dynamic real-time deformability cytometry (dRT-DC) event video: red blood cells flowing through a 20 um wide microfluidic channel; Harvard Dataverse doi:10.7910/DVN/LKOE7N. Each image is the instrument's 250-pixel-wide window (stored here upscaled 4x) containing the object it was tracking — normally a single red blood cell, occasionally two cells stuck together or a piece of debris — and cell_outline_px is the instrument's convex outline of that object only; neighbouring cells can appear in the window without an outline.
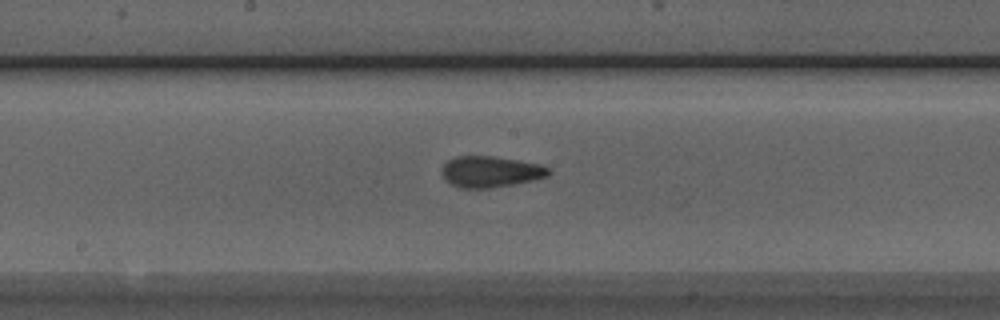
{"species": "Egyptian fruit bat (a non-hibernating species)", "species_latin": "Rousettus aegyptiacus", "temperature_condition": "room temperature", "stored_images_in_passage": 51, "camera_frame_rate_fps": 3000, "um_per_image_px": 0.085, "animal": {"sex": "male"}, "frame": {"image": 1, "passage_image": 26, "time_ms": 8.333, "image_size_px": [1000, 320], "cell_outline_px": [[552, 172], [548, 176], [532, 180], [512, 184], [488, 188], [460, 188], [444, 180], [440, 172], [444, 164], [448, 160], [456, 156], [492, 156], [540, 164], [548, 168]], "centroid_in_image_um": [41.65, 14.59], "position_along_channel_um": 206.5, "area_um2": 19.31}}
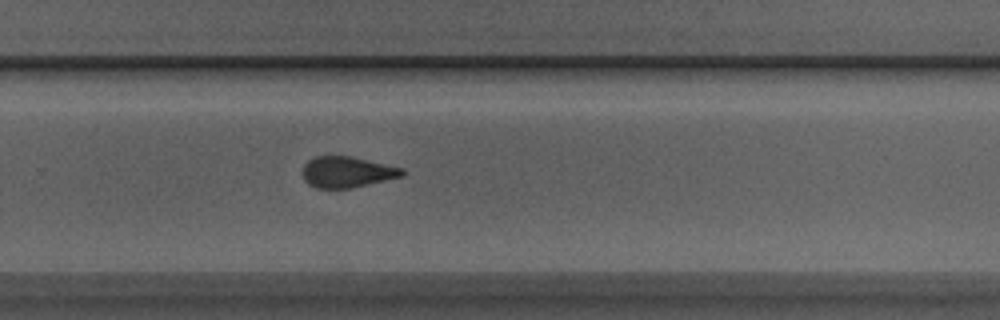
{"frame": {"image": 2, "passage_image": 33, "time_ms": 10.667, "image_size_px": [1000, 320], "cell_outline_px": [[404, 176], [352, 188], [316, 188], [308, 184], [304, 180], [304, 164], [308, 160], [316, 156], [352, 156], [404, 168]], "centroid_in_image_um": [29.52, 14.62], "position_along_channel_um": 300.3, "area_um2": 18.03}}
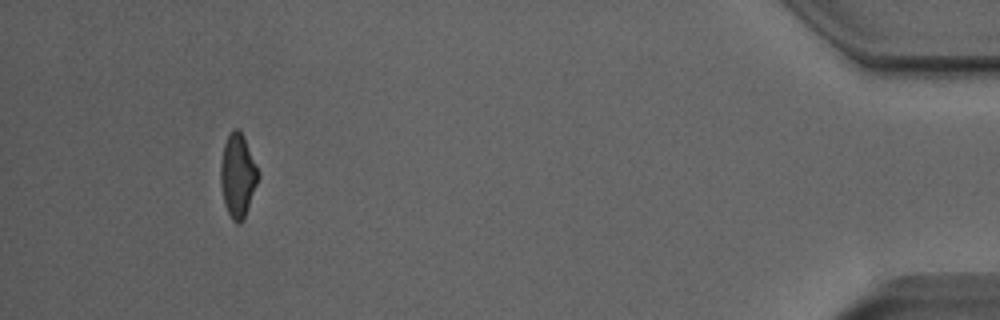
{"frame": {"image": 3, "passage_image": 47, "time_ms": 15.333, "image_size_px": [1000, 320], "cell_outline_px": [[260, 172], [244, 220], [240, 224], [236, 224], [232, 220], [224, 204], [220, 184], [220, 164], [224, 144], [232, 128], [236, 128], [244, 136]], "centroid_in_image_um": [20.2, 14.93], "position_along_channel_um": 415.0, "area_um2": 18.38}, "authors_computed_cell_mechanics": {"area_um2": 19.0162, "velocity_mm_per_s": 4.0436, "shape_relaxation_time_tau1_ms": 4.4287, "shape_relaxation_time_tau2_ms": 2.0421, "deformation_change_tau1": 0.148, "deformation_change_tau2": 0.1098}}